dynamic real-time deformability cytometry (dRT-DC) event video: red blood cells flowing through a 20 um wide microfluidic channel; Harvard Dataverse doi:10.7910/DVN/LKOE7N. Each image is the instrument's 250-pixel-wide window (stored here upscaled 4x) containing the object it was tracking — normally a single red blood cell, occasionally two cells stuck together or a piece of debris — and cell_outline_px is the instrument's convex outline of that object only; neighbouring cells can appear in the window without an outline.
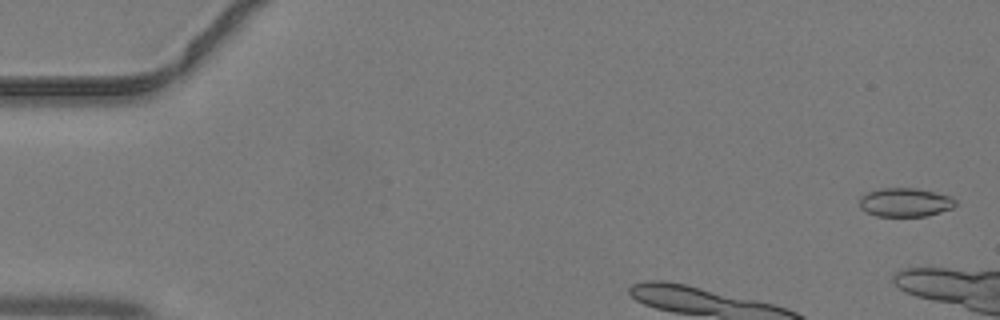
{"species": "common noctule bat (a hibernating species)", "species_latin": "Nyctalus noctula", "temperature_condition": "warm", "stored_images_in_passage": 6, "camera_frame_rate_fps": 3000, "um_per_image_px": 0.085, "animal": {"sex": "male", "body_mass_g": 19.2, "forearm_length_mm": 51.8}, "frame": {"image": 1, "passage_image": 2, "time_ms": 0.333, "image_size_px": [1000, 320], "cell_outline_px": [[956, 204], [952, 208], [940, 212], [924, 216], [876, 216], [860, 208], [860, 196], [868, 192], [880, 188], [916, 188], [948, 196], [956, 200]], "centroid_in_image_um": [76.91, 17.2], "position_along_channel_um": 8.1, "area_um2": 15.9}}